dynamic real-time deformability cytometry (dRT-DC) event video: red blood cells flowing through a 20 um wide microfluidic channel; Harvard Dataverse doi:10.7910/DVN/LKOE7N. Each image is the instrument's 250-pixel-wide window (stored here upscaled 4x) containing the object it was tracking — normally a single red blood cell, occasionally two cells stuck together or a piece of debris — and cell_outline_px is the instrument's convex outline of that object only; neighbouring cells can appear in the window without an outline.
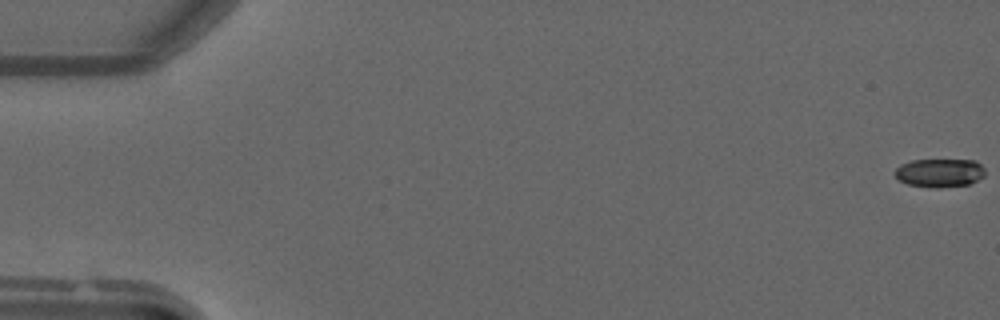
{"species": "common noctule bat (a hibernating species)", "species_latin": "Nyctalus noctula", "temperature_condition": "warm", "stored_images_in_passage": 49, "camera_frame_rate_fps": 3000, "um_per_image_px": 0.085, "animal": {"sex": "male", "forearm_length_mm": 52.5}, "frame": {"image": 1, "passage_image": 1, "time_ms": 0.0, "image_size_px": [1000, 320], "cell_outline_px": [[984, 176], [968, 184], [940, 188], [936, 188], [908, 184], [900, 180], [892, 172], [900, 164], [912, 160], [976, 160], [984, 168]], "centroid_in_image_um": [79.85, 14.68], "position_along_channel_um": 5.2, "area_um2": 14.97}}
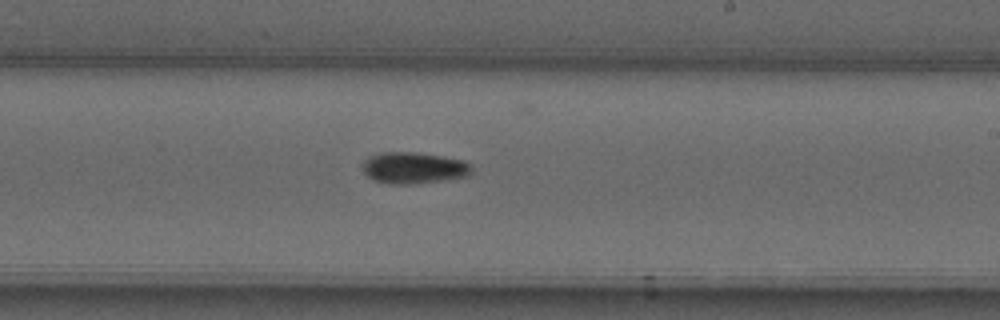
{"frame": {"image": 2, "passage_image": 31, "time_ms": 10.0, "image_size_px": [1000, 320], "cell_outline_px": [[472, 172], [468, 176], [444, 180], [412, 184], [388, 184], [372, 180], [364, 172], [364, 160], [368, 156], [380, 152], [416, 152], [464, 160], [472, 164]], "centroid_in_image_um": [35.18, 14.27], "position_along_channel_um": 253.8, "area_um2": 20.17}}
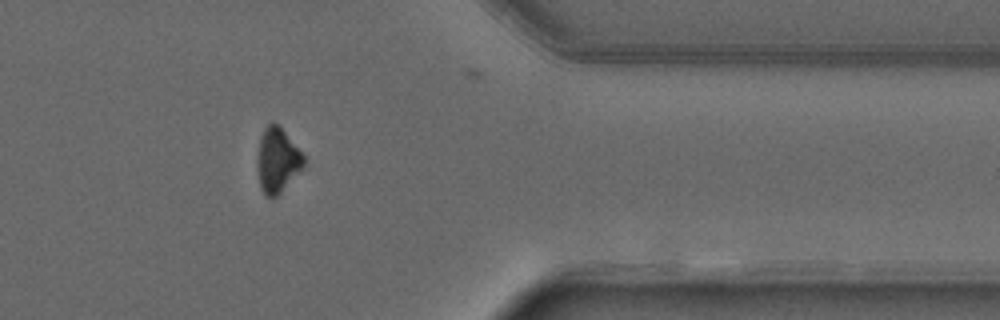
{"frame": {"image": 3, "passage_image": 42, "time_ms": 13.667, "image_size_px": [1000, 320], "cell_outline_px": [[304, 168], [276, 196], [264, 196], [260, 188], [256, 168], [256, 160], [260, 136], [264, 128], [272, 120], [284, 132], [304, 156]], "centroid_in_image_um": [23.53, 13.64], "position_along_channel_um": 387.9, "area_um2": 17.51}}